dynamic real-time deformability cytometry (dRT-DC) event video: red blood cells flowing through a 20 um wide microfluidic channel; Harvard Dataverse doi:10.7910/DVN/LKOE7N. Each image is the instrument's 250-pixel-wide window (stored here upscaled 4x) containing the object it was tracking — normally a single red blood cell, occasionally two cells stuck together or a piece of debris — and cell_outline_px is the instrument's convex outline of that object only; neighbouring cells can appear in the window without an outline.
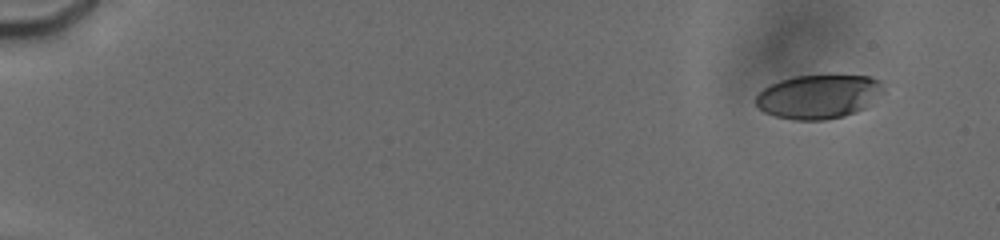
{"species": "human", "species_latin": "Homo sapiens", "temperature_condition": "cold", "stored_images_in_passage": 74, "camera_frame_rate_fps": 3000, "um_per_image_px": 0.085, "donor": {"sex": "male"}, "frame": {"image": 1, "passage_image": 4, "time_ms": 1.667, "image_size_px": [1000, 240], "cell_outline_px": [[884, 92], [864, 108], [856, 112], [844, 116], [824, 120], [792, 120], [776, 116], [764, 112], [756, 104], [756, 96], [764, 88], [780, 80], [796, 76], [828, 72], [868, 76], [880, 80]], "centroid_in_image_um": [69.61, 8.16], "position_along_channel_um": 15.4, "area_um2": 33.47}}
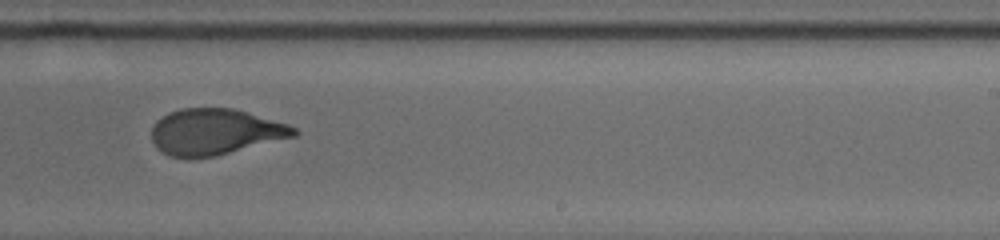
{"frame": {"image": 2, "passage_image": 50, "time_ms": 12.667, "image_size_px": [1000, 240], "cell_outline_px": [[300, 132], [296, 136], [216, 156], [168, 156], [156, 148], [152, 140], [152, 128], [156, 120], [168, 112], [180, 108], [232, 108], [288, 124], [296, 128]], "centroid_in_image_um": [18.28, 11.19], "position_along_channel_um": 270.7, "area_um2": 37.97}}
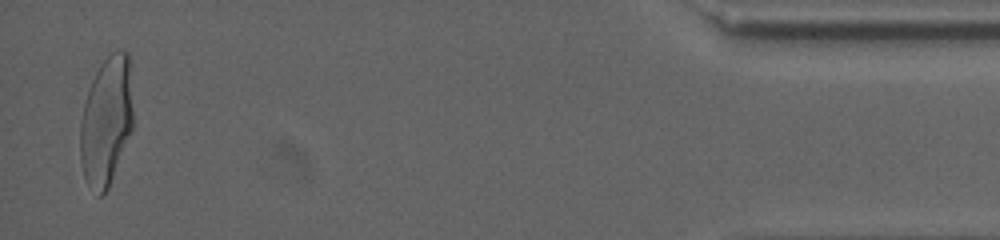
{"frame": {"image": 3, "passage_image": 74, "time_ms": 18.667, "image_size_px": [1000, 240], "cell_outline_px": [[132, 128], [108, 188], [100, 196], [88, 184], [84, 176], [80, 160], [80, 120], [84, 104], [92, 80], [100, 64], [112, 52], [120, 48], [124, 48], [128, 52], [132, 108]], "centroid_in_image_um": [9.02, 10.26], "position_along_channel_um": 426.2, "area_um2": 39.25}, "authors_computed_cell_mechanics": {"area_um2": 38.726, "velocity_mm_per_s": 3.7965, "shape_relaxation_time_tau1_ms": 4.0864, "shape_relaxation_time_tau2_ms": 1.1173, "deformation_change_tau1": 0.2057, "deformation_change_tau2": 0.0658}}